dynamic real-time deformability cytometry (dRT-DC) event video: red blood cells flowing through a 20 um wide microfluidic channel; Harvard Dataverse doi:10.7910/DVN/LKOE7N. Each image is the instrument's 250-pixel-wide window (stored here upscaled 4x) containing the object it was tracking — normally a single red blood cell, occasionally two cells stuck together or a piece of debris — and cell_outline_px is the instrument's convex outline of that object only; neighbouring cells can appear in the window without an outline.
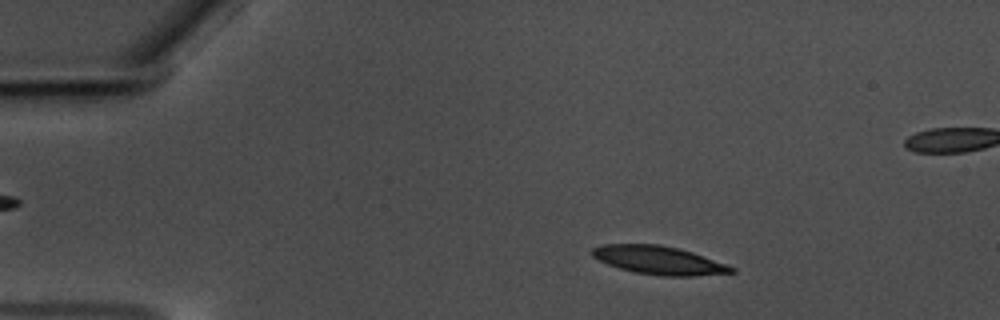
{"species": "common noctule bat (a hibernating species)", "species_latin": "Nyctalus noctula", "temperature_condition": "warm", "stored_images_in_passage": 58, "segment_of_instrument_passage": [1, 2], "camera_frame_rate_fps": 3000, "um_per_image_px": 0.085, "animal": {"sex": "male", "body_mass_g": 17.5, "forearm_length_mm": 52.3}, "frame": {"image": 1, "passage_image": 9, "time_ms": 2.667, "image_size_px": [1000, 320], "cell_outline_px": [[736, 272], [696, 276], [664, 276], [636, 272], [620, 268], [608, 264], [592, 256], [592, 248], [600, 244], [660, 244], [692, 252], [728, 264], [736, 268]], "centroid_in_image_um": [56.04, 22.12], "position_along_channel_um": 29.0, "area_um2": 22.95}}
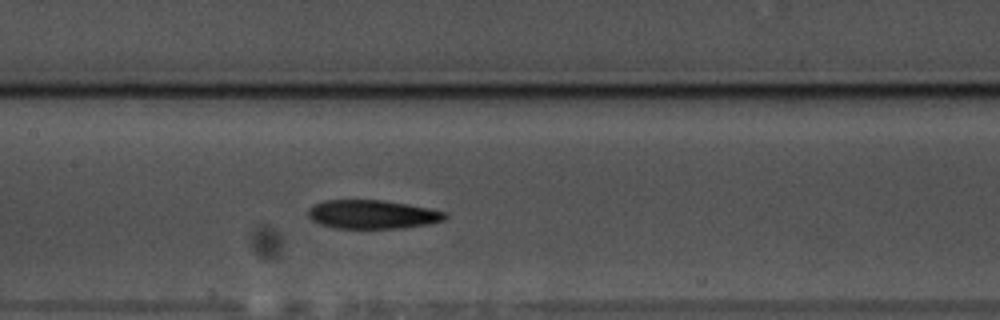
{"frame": {"image": 2, "passage_image": 27, "time_ms": 8.667, "image_size_px": [1000, 320], "cell_outline_px": [[448, 216], [444, 220], [428, 224], [404, 228], [332, 228], [320, 224], [312, 220], [308, 216], [308, 212], [316, 204], [324, 200], [384, 200], [408, 204], [448, 212]], "centroid_in_image_um": [31.69, 18.23], "position_along_channel_um": 175.7, "area_um2": 22.95}}
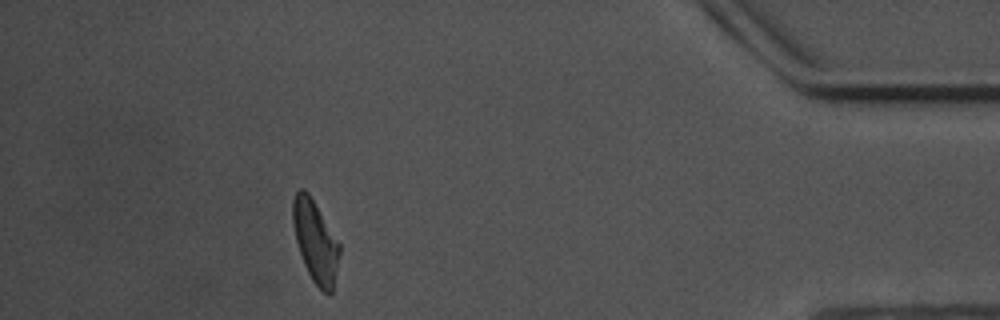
{"frame": {"image": 3, "passage_image": 51, "time_ms": 16.667, "image_size_px": [1000, 320], "cell_outline_px": [[340, 252], [332, 292], [328, 296], [312, 280], [304, 264], [296, 240], [292, 220], [292, 200], [296, 192], [300, 188], [304, 188], [308, 192], [340, 244]], "centroid_in_image_um": [26.8, 20.5], "position_along_channel_um": 408.4, "area_um2": 21.96}}